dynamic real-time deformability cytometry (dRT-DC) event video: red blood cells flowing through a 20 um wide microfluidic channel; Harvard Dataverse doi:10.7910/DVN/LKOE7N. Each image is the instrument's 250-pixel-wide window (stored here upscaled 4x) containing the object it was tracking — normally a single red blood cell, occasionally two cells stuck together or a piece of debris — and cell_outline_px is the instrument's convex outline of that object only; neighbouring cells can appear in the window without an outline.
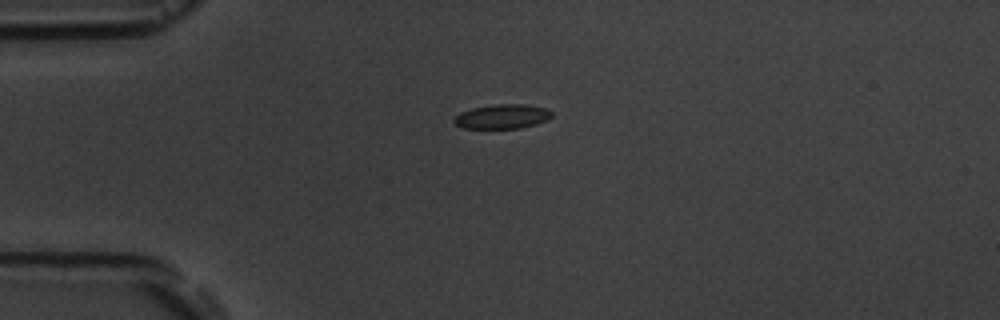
{"species": "common noctule bat (a hibernating species)", "species_latin": "Nyctalus noctula", "temperature_condition": "room temperature", "stored_images_in_passage": 2, "camera_frame_rate_fps": 3000, "um_per_image_px": 0.085, "animal": {"sex": "male", "body_mass_g": 19.5, "forearm_length_mm": 54.6}, "frame": {"image": 1, "passage_image": 1, "time_ms": 0.0, "image_size_px": [1000, 320], "cell_outline_px": [[552, 116], [548, 120], [536, 124], [520, 128], [460, 128], [452, 120], [460, 112], [472, 108], [492, 104], [524, 104], [544, 108], [552, 112]], "centroid_in_image_um": [42.68, 9.9], "position_along_channel_um": 42.3, "area_um2": 13.93}}